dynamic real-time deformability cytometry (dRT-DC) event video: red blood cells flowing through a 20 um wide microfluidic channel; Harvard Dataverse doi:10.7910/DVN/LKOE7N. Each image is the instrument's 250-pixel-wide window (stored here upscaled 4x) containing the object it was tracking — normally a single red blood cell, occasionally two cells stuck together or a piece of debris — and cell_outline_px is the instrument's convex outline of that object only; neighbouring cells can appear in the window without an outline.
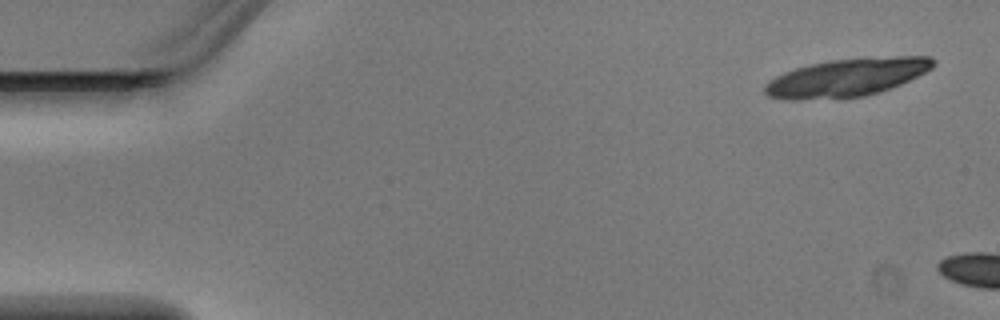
{"species": "Egyptian fruit bat (a non-hibernating species)", "species_latin": "Rousettus aegyptiacus", "temperature_condition": "warm", "stored_images_in_passage": 5, "camera_frame_rate_fps": 3000, "um_per_image_px": 0.085, "animal": {"sex": "male"}, "frame": {"image": 1, "passage_image": 1, "time_ms": 0.0, "image_size_px": [1000, 320], "cell_outline_px": [[936, 64], [932, 68], [900, 84], [880, 92], [864, 96], [796, 100], [788, 100], [768, 96], [764, 92], [764, 84], [776, 76], [796, 68], [812, 64], [832, 60], [896, 56], [928, 56], [936, 60]], "centroid_in_image_um": [71.98, 6.59], "position_along_channel_um": 13.0, "area_um2": 36.82}}